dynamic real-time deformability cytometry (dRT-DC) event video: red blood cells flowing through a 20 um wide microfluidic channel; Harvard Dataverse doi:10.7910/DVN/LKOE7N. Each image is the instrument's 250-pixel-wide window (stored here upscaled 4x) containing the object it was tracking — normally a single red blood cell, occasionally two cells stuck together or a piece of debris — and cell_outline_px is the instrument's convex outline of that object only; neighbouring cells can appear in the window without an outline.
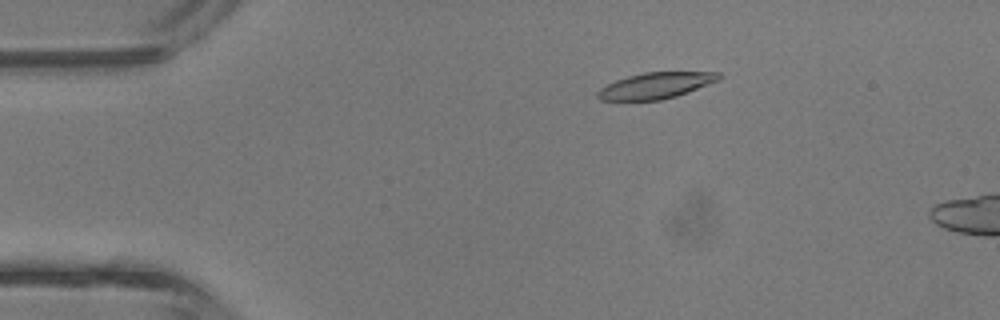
{"species": "common noctule bat (a hibernating species)", "species_latin": "Nyctalus noctula", "temperature_condition": "room temperature", "stored_images_in_passage": 7, "camera_frame_rate_fps": 3000, "um_per_image_px": 0.085, "animal": {"sex": "male", "body_mass_g": 13.3}, "frame": {"image": 1, "passage_image": 3, "time_ms": 0.667, "image_size_px": [1000, 320], "cell_outline_px": [[724, 76], [720, 80], [688, 92], [676, 96], [660, 100], [600, 100], [596, 96], [596, 92], [600, 88], [616, 80], [628, 76], [644, 72], [720, 72]], "centroid_in_image_um": [55.77, 7.27], "position_along_channel_um": 29.2, "area_um2": 18.5}}